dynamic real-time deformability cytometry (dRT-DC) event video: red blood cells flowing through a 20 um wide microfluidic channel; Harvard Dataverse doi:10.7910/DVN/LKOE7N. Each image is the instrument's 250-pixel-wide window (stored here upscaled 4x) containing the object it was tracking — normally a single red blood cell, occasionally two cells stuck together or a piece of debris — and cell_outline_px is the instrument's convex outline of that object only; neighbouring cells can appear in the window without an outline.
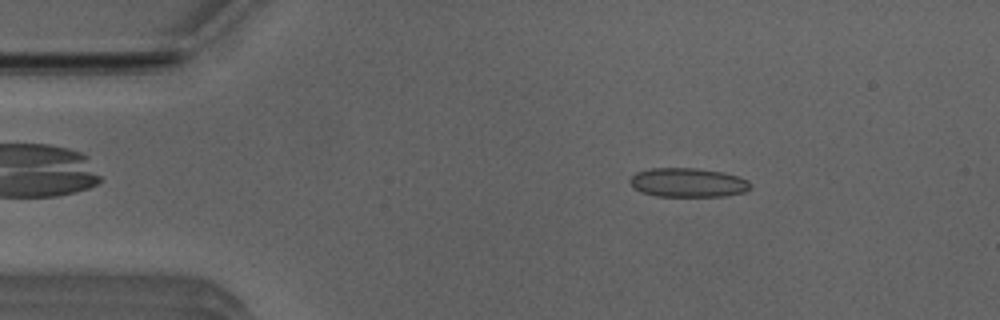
{"species": "Egyptian fruit bat (a non-hibernating species)", "species_latin": "Rousettus aegyptiacus", "temperature_condition": "room temperature", "stored_images_in_passage": 50, "camera_frame_rate_fps": 3000, "um_per_image_px": 0.085, "animal": {"sex": "male"}, "frame": {"image": 1, "passage_image": 7, "time_ms": 2.0, "image_size_px": [1000, 320], "cell_outline_px": [[752, 188], [744, 192], [724, 196], [656, 196], [640, 192], [632, 188], [628, 180], [636, 172], [648, 168], [696, 168], [724, 172], [748, 180], [752, 184]], "centroid_in_image_um": [58.45, 15.52], "position_along_channel_um": 26.6, "area_um2": 20.69}}
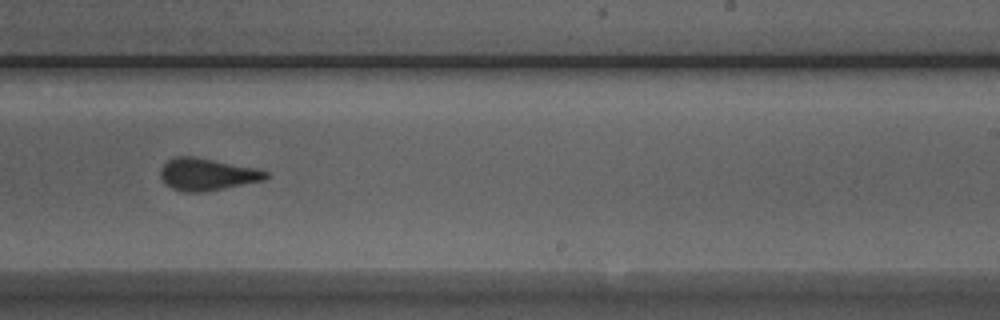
{"frame": {"image": 2, "passage_image": 30, "time_ms": 9.667, "image_size_px": [1000, 320], "cell_outline_px": [[268, 176], [264, 180], [224, 188], [200, 192], [184, 192], [172, 188], [164, 184], [160, 176], [160, 168], [172, 156], [192, 156], [260, 168], [268, 172]], "centroid_in_image_um": [17.59, 14.8], "position_along_channel_um": 271.4, "area_um2": 19.88}}
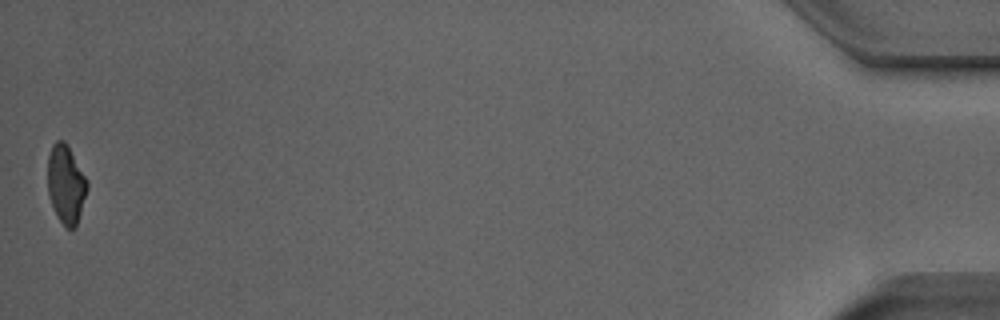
{"frame": {"image": 3, "passage_image": 50, "time_ms": 16.333, "image_size_px": [1000, 320], "cell_outline_px": [[88, 188], [76, 228], [64, 228], [56, 216], [48, 196], [48, 156], [52, 144], [56, 140], [64, 140], [88, 180]], "centroid_in_image_um": [5.6, 15.7], "position_along_channel_um": 429.6, "area_um2": 18.26}, "authors_computed_cell_mechanics": {"area_um2": 19.941, "velocity_mm_per_s": 3.9249, "shape_relaxation_time_tau1_ms": 4.4141, "shape_relaxation_time_tau2_ms": 0.971, "deformation_change_tau1": 0.151, "deformation_change_tau2": 0.1053}}